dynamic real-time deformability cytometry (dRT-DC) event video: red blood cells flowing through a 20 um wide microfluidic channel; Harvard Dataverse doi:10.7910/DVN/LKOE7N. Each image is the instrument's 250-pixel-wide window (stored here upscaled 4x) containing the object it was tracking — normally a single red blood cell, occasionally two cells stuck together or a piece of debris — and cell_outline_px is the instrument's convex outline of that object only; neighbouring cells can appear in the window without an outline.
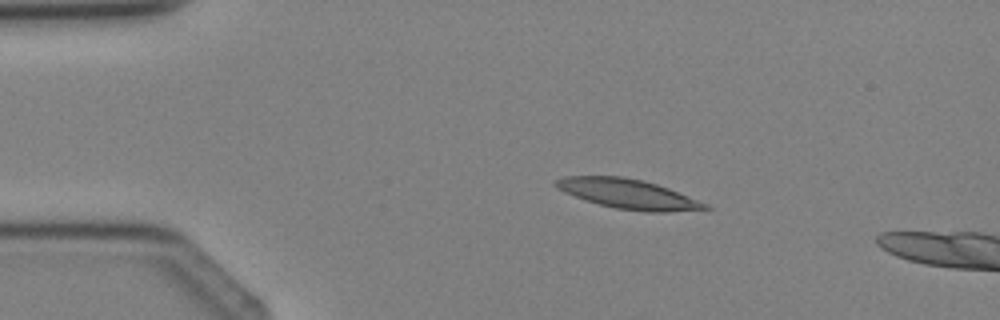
{"species": "Egyptian fruit bat (a non-hibernating species)", "species_latin": "Rousettus aegyptiacus", "temperature_condition": "cold", "stored_images_in_passage": 2, "camera_frame_rate_fps": 3000, "um_per_image_px": 0.085, "animal": {"sex": "female"}, "frame": {"image": 1, "passage_image": 1, "time_ms": 0.0, "image_size_px": [1000, 320], "cell_outline_px": [[712, 208], [668, 212], [644, 212], [616, 208], [584, 200], [564, 192], [552, 184], [556, 180], [564, 176], [620, 176], [640, 180], [656, 184], [668, 188], [708, 204]], "centroid_in_image_um": [53.36, 16.49], "position_along_channel_um": 31.6, "area_um2": 25.55}}